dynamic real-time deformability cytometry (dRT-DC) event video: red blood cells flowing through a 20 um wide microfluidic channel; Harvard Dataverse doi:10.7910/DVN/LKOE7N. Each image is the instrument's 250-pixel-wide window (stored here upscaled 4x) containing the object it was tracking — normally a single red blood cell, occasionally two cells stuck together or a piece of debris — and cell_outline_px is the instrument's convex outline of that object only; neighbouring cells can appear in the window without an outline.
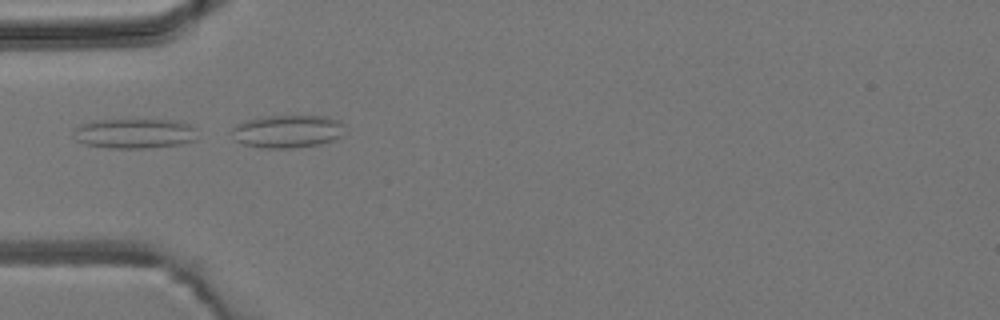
{"species": "common noctule bat (a hibernating species)", "species_latin": "Nyctalus noctula", "temperature_condition": "room temperature", "stored_images_in_passage": 1, "camera_frame_rate_fps": 3000, "um_per_image_px": 0.085, "animal": {"sex": "male", "body_mass_g": 19.2, "forearm_length_mm": 51.8}, "frame": {"image": 1, "passage_image": 1, "time_ms": 0.0, "image_size_px": [1000, 320], "cell_outline_px": [[196, 128], [192, 140], [180, 144], [148, 148], [112, 148], [84, 144], [76, 140], [72, 136], [72, 132], [80, 124], [92, 120], [180, 120]], "centroid_in_image_um": [11.37, 11.34], "position_along_channel_um": 73.6, "area_um2": 21.56}}